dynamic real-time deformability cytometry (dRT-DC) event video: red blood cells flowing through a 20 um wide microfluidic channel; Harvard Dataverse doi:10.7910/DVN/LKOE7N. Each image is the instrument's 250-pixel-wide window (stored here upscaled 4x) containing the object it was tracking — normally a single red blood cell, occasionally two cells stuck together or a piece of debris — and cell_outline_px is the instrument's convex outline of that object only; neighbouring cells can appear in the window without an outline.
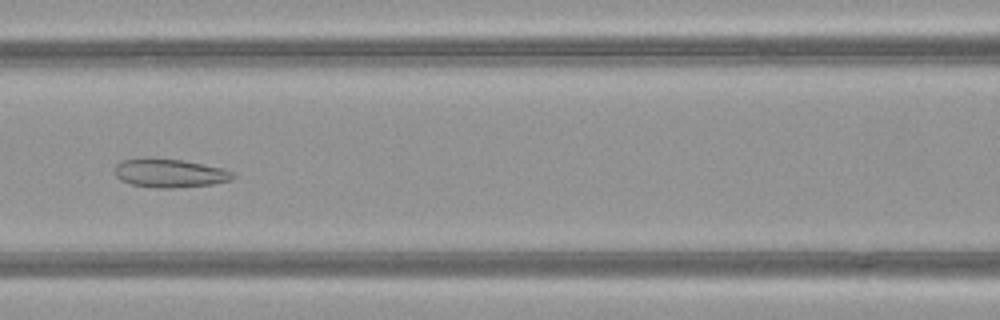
{"species": "common noctule bat (a hibernating species)", "species_latin": "Nyctalus noctula", "temperature_condition": "warm", "stored_images_in_passage": 50, "camera_frame_rate_fps": 3000, "um_per_image_px": 0.085, "animal": {"sex": "female", "body_mass_g": 21.9}, "frame": {"image": 1, "passage_image": 22, "time_ms": 7.0, "image_size_px": [1000, 320], "cell_outline_px": [[236, 176], [232, 180], [212, 184], [172, 188], [156, 188], [132, 184], [120, 180], [116, 176], [116, 164], [124, 160], [184, 160], [224, 168], [232, 172]], "centroid_in_image_um": [14.51, 14.75], "position_along_channel_um": 152.1, "area_um2": 19.13}}
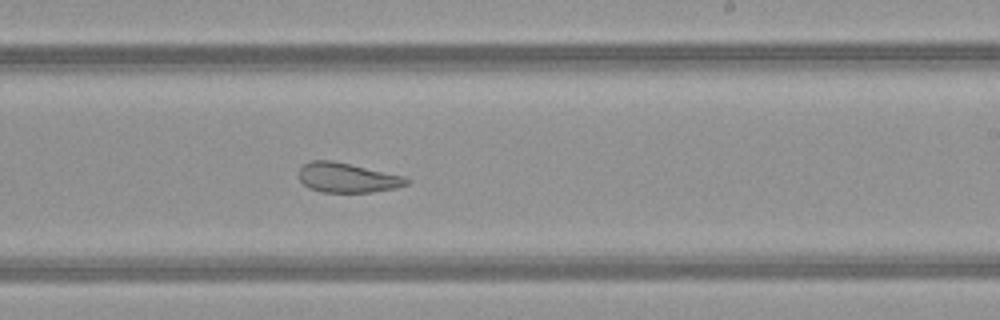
{"frame": {"image": 2, "passage_image": 30, "time_ms": 9.667, "image_size_px": [1000, 320], "cell_outline_px": [[412, 180], [408, 184], [396, 188], [372, 192], [320, 192], [308, 188], [300, 180], [300, 168], [304, 164], [312, 160], [332, 160], [404, 176]], "centroid_in_image_um": [29.54, 15.11], "position_along_channel_um": 259.5, "area_um2": 18.61}}
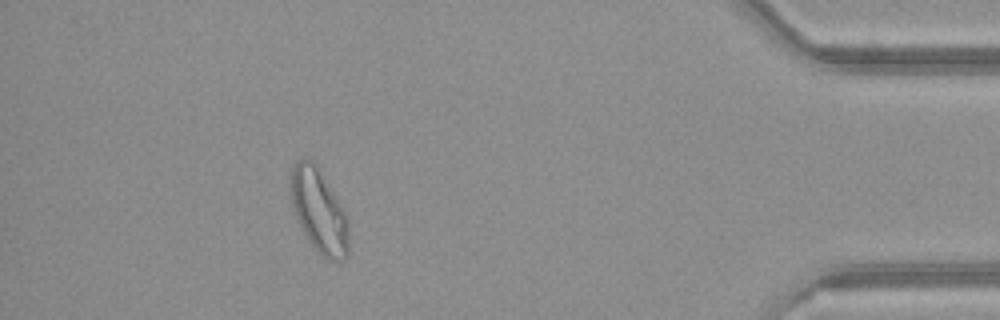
{"frame": {"image": 3, "passage_image": 45, "time_ms": 14.667, "image_size_px": [1000, 320], "cell_outline_px": [[348, 256], [344, 260], [328, 260], [312, 244], [304, 232], [296, 216], [292, 204], [292, 168], [296, 160], [308, 156], [320, 168], [344, 208], [348, 216]], "centroid_in_image_um": [27.16, 17.88], "position_along_channel_um": 408.0, "area_um2": 28.21}, "authors_computed_cell_mechanics": {"area_um2": 25.9522, "velocity_mm_per_s": 4.0333, "shape_relaxation_time_tau1_ms": null, "shape_relaxation_time_tau2_ms": 2.7282, "deformation_change_tau1": null, "deformation_change_tau2": 0.1006}}